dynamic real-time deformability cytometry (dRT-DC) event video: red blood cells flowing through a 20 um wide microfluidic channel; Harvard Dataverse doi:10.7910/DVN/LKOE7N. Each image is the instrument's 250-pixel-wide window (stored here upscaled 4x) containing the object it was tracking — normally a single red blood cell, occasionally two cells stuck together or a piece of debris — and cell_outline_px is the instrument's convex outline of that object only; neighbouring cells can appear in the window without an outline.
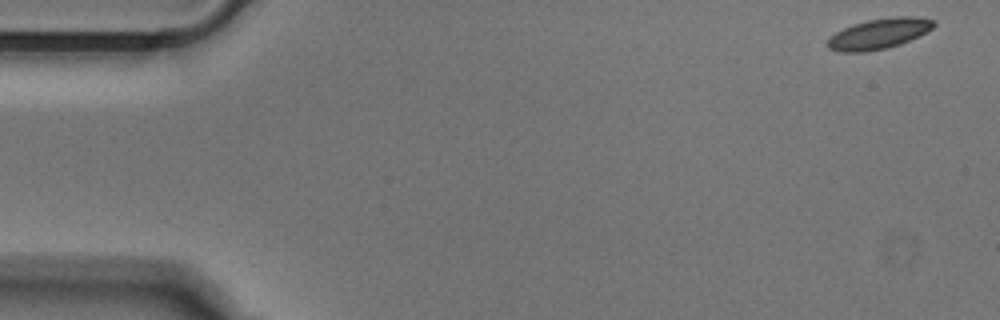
{"species": "Egyptian fruit bat (a non-hibernating species)", "species_latin": "Rousettus aegyptiacus", "temperature_condition": "cold", "stored_images_in_passage": 51, "camera_frame_rate_fps": 3000, "um_per_image_px": 0.085, "animal": {"sex": "male"}, "frame": {"image": 1, "passage_image": 1, "time_ms": 0.0, "image_size_px": [1000, 320], "cell_outline_px": [[936, 24], [932, 28], [900, 44], [884, 48], [864, 52], [840, 52], [828, 48], [828, 40], [836, 32], [852, 24], [868, 20], [896, 16], [916, 16], [932, 20]], "centroid_in_image_um": [74.68, 2.86], "position_along_channel_um": 10.3, "area_um2": 18.44}}
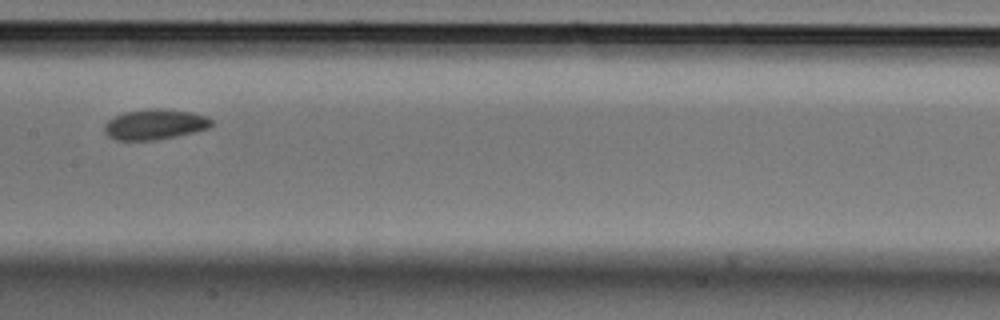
{"frame": {"image": 2, "passage_image": 25, "time_ms": 8.0, "image_size_px": [1000, 320], "cell_outline_px": [[212, 124], [208, 128], [176, 136], [156, 140], [116, 140], [108, 136], [104, 132], [104, 124], [108, 120], [124, 112], [152, 108], [160, 108], [192, 112], [208, 116], [212, 120]], "centroid_in_image_um": [13.15, 10.57], "position_along_channel_um": 194.2, "area_um2": 18.96}}
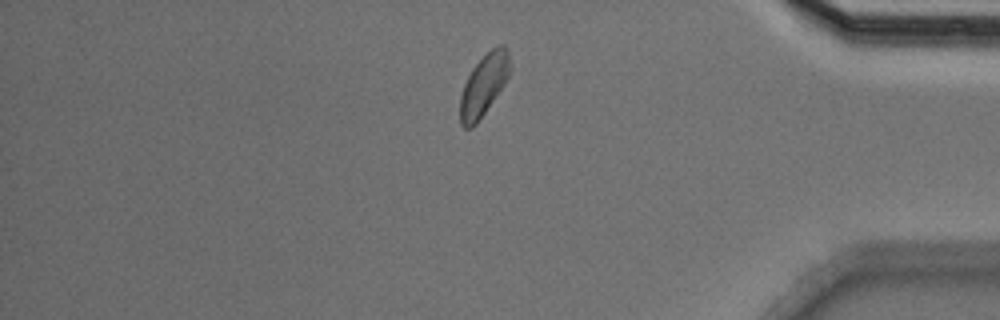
{"frame": {"image": 3, "passage_image": 43, "time_ms": 14.0, "image_size_px": [1000, 320], "cell_outline_px": [[512, 68], [504, 84], [476, 124], [472, 128], [464, 128], [460, 124], [460, 96], [464, 84], [472, 68], [496, 44], [504, 44], [508, 48]], "centroid_in_image_um": [41.14, 7.19], "position_along_channel_um": 394.1, "area_um2": 17.86}}